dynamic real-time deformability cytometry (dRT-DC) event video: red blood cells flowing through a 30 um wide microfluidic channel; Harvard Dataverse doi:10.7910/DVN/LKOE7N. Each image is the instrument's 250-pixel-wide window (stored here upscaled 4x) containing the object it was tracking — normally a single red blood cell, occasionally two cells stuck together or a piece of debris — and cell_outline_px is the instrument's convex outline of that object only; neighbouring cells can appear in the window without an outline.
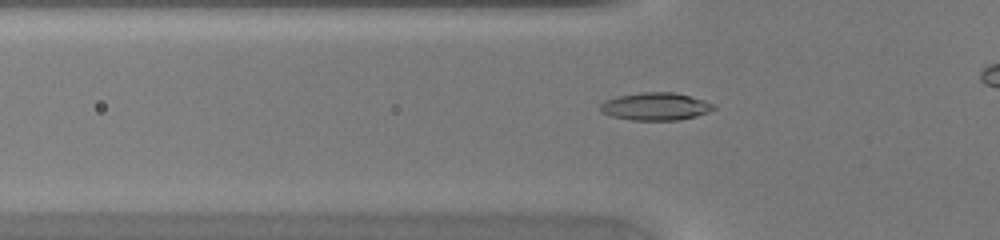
{"species": "common noctule bat (a hibernating species)", "species_latin": "Nyctalus noctula", "temperature_condition": "warm", "stored_images_in_passage": 27, "camera_frame_rate_fps": 3000, "um_per_image_px": 0.085, "animal": {"sex": "female", "body_mass_g": 20.0, "forearm_length_mm": 54.0}, "frame": {"image": 1, "passage_image": 2, "time_ms": 0.333, "image_size_px": [1000, 240], "cell_outline_px": [[716, 108], [708, 112], [696, 116], [680, 120], [632, 120], [612, 116], [600, 112], [600, 104], [604, 100], [616, 96], [640, 92], [676, 92], [712, 104]], "centroid_in_image_um": [55.66, 9.05], "position_along_channel_um": 70.1, "area_um2": 18.21}}
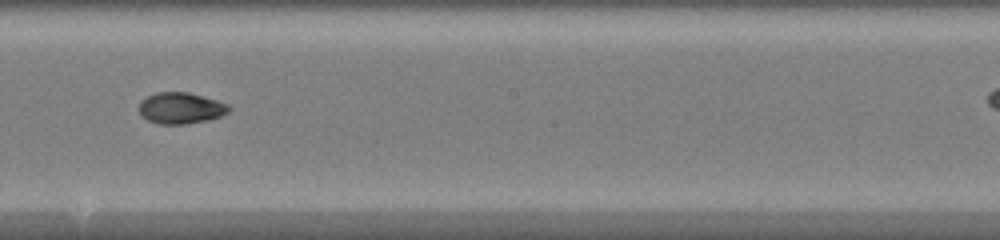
{"frame": {"image": 2, "passage_image": 13, "time_ms": 4.0, "image_size_px": [1000, 240], "cell_outline_px": [[232, 108], [228, 112], [220, 116], [208, 120], [184, 124], [156, 124], [140, 116], [140, 100], [156, 92], [188, 92], [216, 100], [228, 104]], "centroid_in_image_um": [15.35, 9.19], "position_along_channel_um": 232.8, "area_um2": 16.42}}
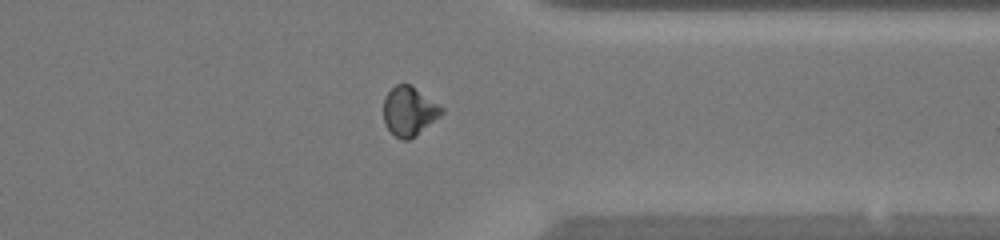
{"frame": {"image": 3, "passage_image": 23, "time_ms": 7.333, "image_size_px": [1000, 240], "cell_outline_px": [[444, 112], [440, 116], [416, 136], [408, 140], [400, 140], [384, 124], [384, 96], [396, 84], [408, 84], [444, 108]], "centroid_in_image_um": [34.77, 9.48], "position_along_channel_um": 376.6, "area_um2": 16.42}}